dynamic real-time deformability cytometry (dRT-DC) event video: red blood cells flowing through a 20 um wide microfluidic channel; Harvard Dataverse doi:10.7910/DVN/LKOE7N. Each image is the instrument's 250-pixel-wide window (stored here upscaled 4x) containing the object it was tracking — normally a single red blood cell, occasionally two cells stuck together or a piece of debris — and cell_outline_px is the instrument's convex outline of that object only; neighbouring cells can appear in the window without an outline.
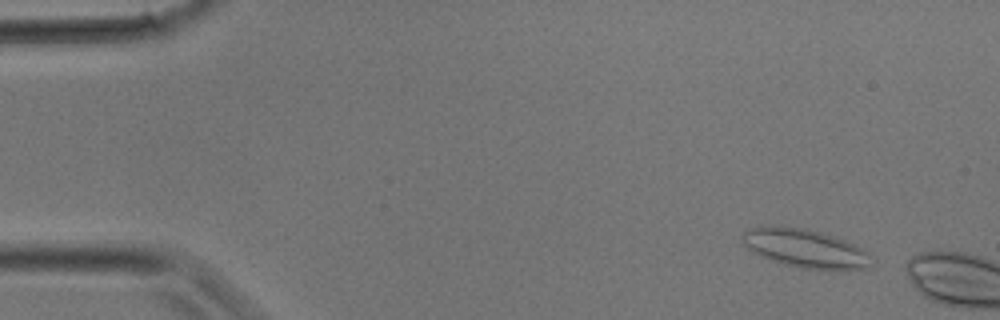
{"species": "common noctule bat (a hibernating species)", "species_latin": "Nyctalus noctula", "temperature_condition": "room temperature", "stored_images_in_passage": 4, "camera_frame_rate_fps": 3000, "um_per_image_px": 0.085, "animal": {"sex": "male", "body_mass_g": 17.9}, "frame": {"image": 1, "passage_image": 2, "time_ms": 0.333, "image_size_px": [1000, 320], "cell_outline_px": [[868, 268], [800, 268], [784, 264], [760, 256], [752, 252], [744, 244], [744, 232], [752, 228], [776, 224], [804, 228], [836, 236], [856, 244], [868, 252]], "centroid_in_image_um": [68.39, 21.07], "position_along_channel_um": 16.6, "area_um2": 28.5}}